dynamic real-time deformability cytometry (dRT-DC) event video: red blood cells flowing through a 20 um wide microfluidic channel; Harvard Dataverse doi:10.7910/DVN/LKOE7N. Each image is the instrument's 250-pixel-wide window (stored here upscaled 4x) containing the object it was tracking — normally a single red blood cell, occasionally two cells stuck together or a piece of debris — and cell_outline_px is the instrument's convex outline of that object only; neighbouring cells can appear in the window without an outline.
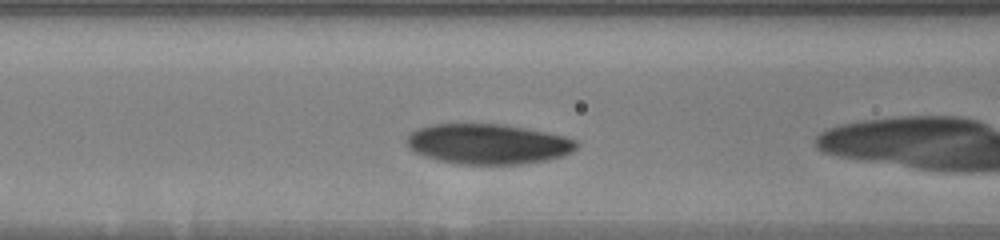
{"species": "human", "species_latin": "Homo sapiens", "temperature_condition": "warm", "stored_images_in_passage": 10, "camera_frame_rate_fps": 3000, "um_per_image_px": 0.085, "donor": {"sex": "male"}, "frame": {"image": 1, "passage_image": 5, "time_ms": 1.333, "image_size_px": [1000, 240], "cell_outline_px": [[576, 148], [572, 152], [548, 160], [524, 164], [460, 164], [440, 160], [424, 156], [408, 148], [404, 140], [416, 128], [432, 124], [504, 124], [564, 136], [576, 140]], "centroid_in_image_um": [41.44, 12.24], "position_along_channel_um": 125.2, "area_um2": 39.71}}
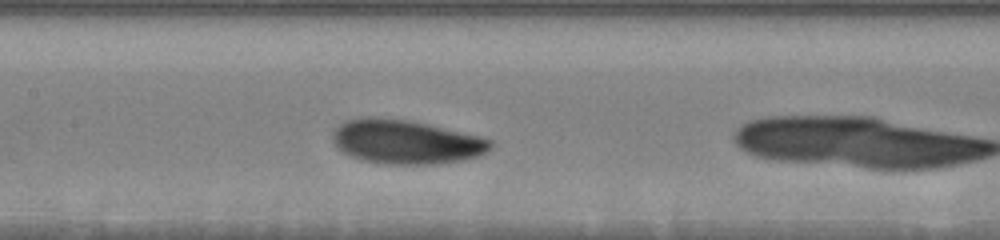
{"frame": {"image": 2, "passage_image": 9, "time_ms": 2.667, "image_size_px": [1000, 240], "cell_outline_px": [[492, 148], [480, 156], [464, 160], [436, 164], [384, 164], [360, 160], [344, 152], [332, 140], [332, 132], [344, 120], [364, 116], [372, 116], [404, 120], [424, 124], [480, 136], [492, 140]], "centroid_in_image_um": [34.49, 12.07], "position_along_channel_um": 172.9, "area_um2": 40.46}}